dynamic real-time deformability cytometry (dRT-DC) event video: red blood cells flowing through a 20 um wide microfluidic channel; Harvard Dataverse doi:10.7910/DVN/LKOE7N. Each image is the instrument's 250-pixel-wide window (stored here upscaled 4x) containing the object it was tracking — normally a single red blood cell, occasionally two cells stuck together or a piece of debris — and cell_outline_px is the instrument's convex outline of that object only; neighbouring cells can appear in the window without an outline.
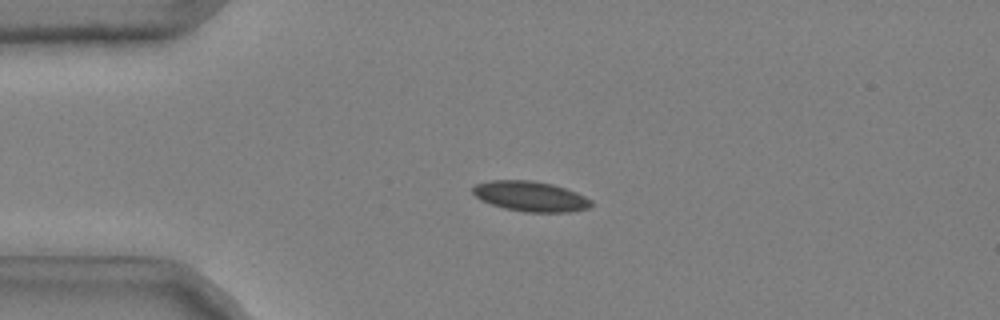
{"species": "common noctule bat (a hibernating species)", "species_latin": "Nyctalus noctula", "temperature_condition": "cold", "stored_images_in_passage": 51, "camera_frame_rate_fps": 3000, "um_per_image_px": 0.085, "animal": {"sex": "male", "body_mass_g": 20.4}, "frame": {"image": 1, "passage_image": 12, "time_ms": 3.667, "image_size_px": [1000, 320], "cell_outline_px": [[592, 208], [568, 212], [524, 212], [504, 208], [480, 200], [472, 192], [472, 188], [476, 184], [492, 180], [532, 180], [552, 184], [576, 192], [592, 200]], "centroid_in_image_um": [45.11, 16.69], "position_along_channel_um": 39.9, "area_um2": 20.87}}
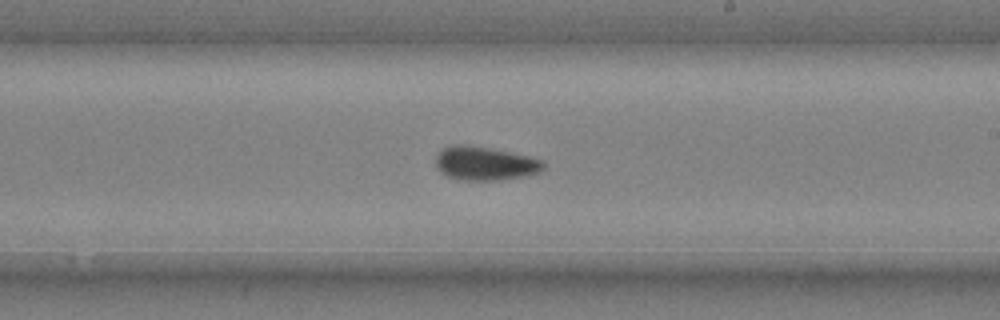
{"frame": {"image": 2, "passage_image": 31, "time_ms": 10.0, "image_size_px": [1000, 320], "cell_outline_px": [[544, 168], [540, 172], [528, 176], [496, 180], [460, 180], [448, 176], [440, 172], [436, 168], [436, 156], [444, 148], [452, 144], [464, 144], [488, 148], [528, 156], [544, 160]], "centroid_in_image_um": [41.23, 13.9], "position_along_channel_um": 247.8, "area_um2": 21.15}}
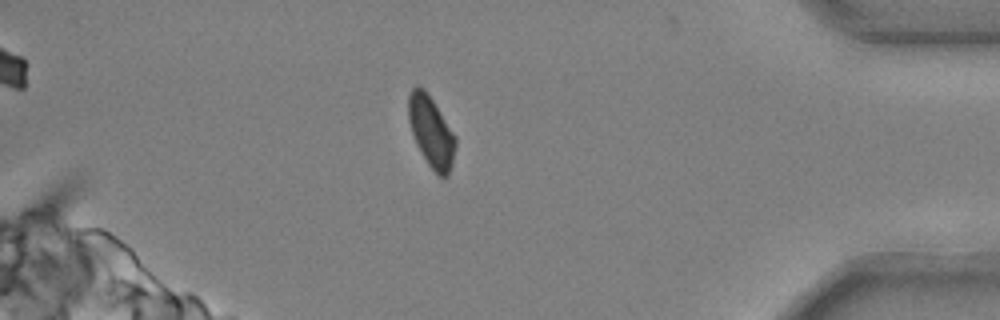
{"frame": {"image": 3, "passage_image": 46, "time_ms": 15.0, "image_size_px": [1000, 320], "cell_outline_px": [[456, 144], [452, 164], [448, 176], [440, 176], [428, 164], [420, 152], [416, 144], [408, 120], [408, 96], [412, 88], [416, 84], [424, 88], [456, 136]], "centroid_in_image_um": [36.63, 11.17], "position_along_channel_um": 398.6, "area_um2": 19.31}, "authors_computed_cell_mechanics": {"area_um2": 20.5768, "velocity_mm_per_s": 3.6897, "shape_relaxation_time_tau1_ms": 10.3615, "shape_relaxation_time_tau2_ms": 4.5603, "deformation_change_tau1": 0.1539, "deformation_change_tau2": 0.0751}}